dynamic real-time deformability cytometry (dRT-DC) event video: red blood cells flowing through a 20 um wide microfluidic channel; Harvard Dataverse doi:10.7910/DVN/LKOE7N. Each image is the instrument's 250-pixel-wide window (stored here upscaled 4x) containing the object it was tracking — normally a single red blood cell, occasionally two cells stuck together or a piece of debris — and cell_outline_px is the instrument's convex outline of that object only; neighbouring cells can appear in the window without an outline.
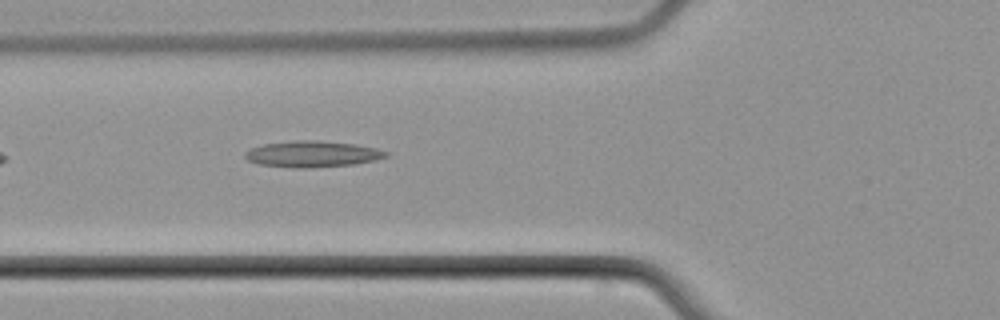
{"species": "common noctule bat (a hibernating species)", "species_latin": "Nyctalus noctula", "temperature_condition": "cold", "stored_images_in_passage": 3, "camera_frame_rate_fps": 3000, "um_per_image_px": 0.085, "animal": {"sex": "male", "body_mass_g": 21.5, "forearm_length_mm": 52.0}, "frame": {"image": 1, "passage_image": 3, "time_ms": 2.333, "image_size_px": [1000, 320], "cell_outline_px": [[388, 156], [376, 160], [352, 164], [312, 168], [292, 168], [260, 164], [248, 160], [244, 156], [244, 152], [252, 148], [264, 144], [296, 140], [316, 140], [356, 144], [376, 148], [388, 152]], "centroid_in_image_um": [26.56, 13.09], "position_along_channel_um": 99.2, "area_um2": 21.5}}